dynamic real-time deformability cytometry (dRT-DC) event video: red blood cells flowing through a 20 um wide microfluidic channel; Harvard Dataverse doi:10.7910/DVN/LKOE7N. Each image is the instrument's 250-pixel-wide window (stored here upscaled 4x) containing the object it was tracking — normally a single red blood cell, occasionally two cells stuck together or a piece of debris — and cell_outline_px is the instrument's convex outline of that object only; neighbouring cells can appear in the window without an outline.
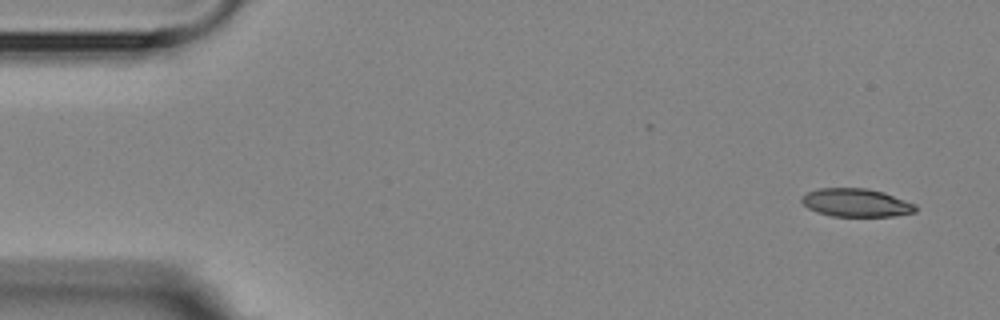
{"species": "Egyptian fruit bat (a non-hibernating species)", "species_latin": "Rousettus aegyptiacus", "temperature_condition": "room temperature", "stored_images_in_passage": 6, "camera_frame_rate_fps": 3000, "um_per_image_px": 0.085, "animal": {"sex": "female"}, "frame": {"image": 1, "passage_image": 1, "time_ms": 0.0, "image_size_px": [1000, 320], "cell_outline_px": [[916, 212], [892, 216], [832, 216], [816, 212], [808, 208], [800, 200], [800, 196], [816, 188], [868, 188], [884, 192], [916, 204]], "centroid_in_image_um": [72.75, 17.22], "position_along_channel_um": 12.3, "area_um2": 18.84}}
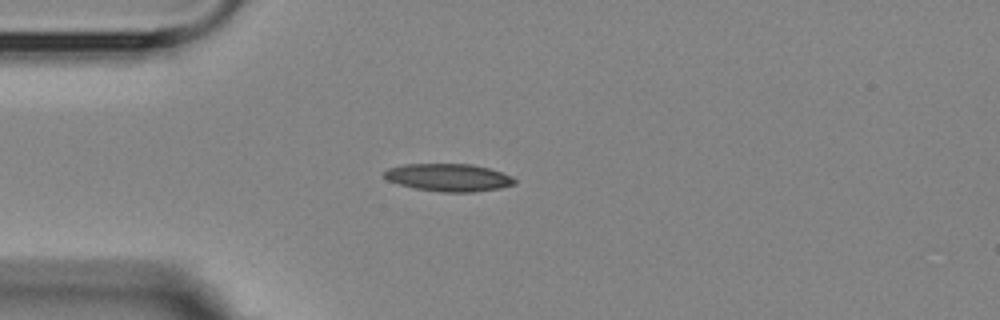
{"frame": {"image": 2, "passage_image": 4, "time_ms": 3.667, "image_size_px": [1000, 320], "cell_outline_px": [[516, 184], [500, 188], [472, 192], [440, 192], [416, 188], [400, 184], [388, 180], [380, 172], [388, 168], [404, 164], [472, 164], [488, 168], [512, 176], [516, 180]], "centroid_in_image_um": [38.12, 15.08], "position_along_channel_um": 46.9, "area_um2": 20.98}}
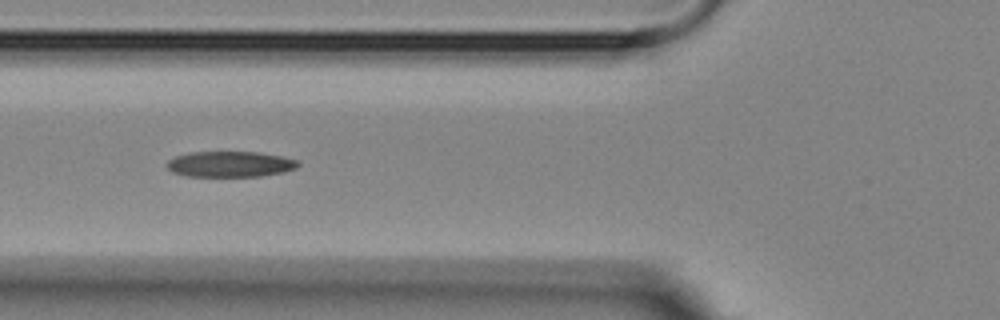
{"frame": {"image": 3, "passage_image": 6, "time_ms": 5.667, "image_size_px": [1000, 320], "cell_outline_px": [[300, 164], [296, 168], [284, 172], [260, 176], [188, 176], [172, 172], [164, 164], [168, 160], [176, 156], [188, 152], [260, 152], [280, 156], [296, 160]], "centroid_in_image_um": [19.53, 13.95], "position_along_channel_um": 106.3, "area_um2": 19.65}}